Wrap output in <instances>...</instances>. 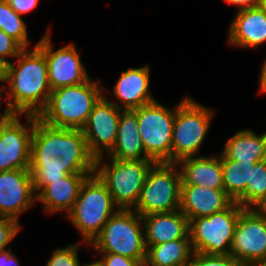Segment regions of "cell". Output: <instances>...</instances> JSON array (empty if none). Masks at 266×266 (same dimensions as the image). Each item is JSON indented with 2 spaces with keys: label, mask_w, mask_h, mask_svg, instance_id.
I'll list each match as a JSON object with an SVG mask.
<instances>
[{
  "label": "cell",
  "mask_w": 266,
  "mask_h": 266,
  "mask_svg": "<svg viewBox=\"0 0 266 266\" xmlns=\"http://www.w3.org/2000/svg\"><path fill=\"white\" fill-rule=\"evenodd\" d=\"M258 209L266 216V201Z\"/></svg>",
  "instance_id": "obj_38"
},
{
  "label": "cell",
  "mask_w": 266,
  "mask_h": 266,
  "mask_svg": "<svg viewBox=\"0 0 266 266\" xmlns=\"http://www.w3.org/2000/svg\"><path fill=\"white\" fill-rule=\"evenodd\" d=\"M266 201V159L255 163L246 191L236 200L244 208H259Z\"/></svg>",
  "instance_id": "obj_26"
},
{
  "label": "cell",
  "mask_w": 266,
  "mask_h": 266,
  "mask_svg": "<svg viewBox=\"0 0 266 266\" xmlns=\"http://www.w3.org/2000/svg\"><path fill=\"white\" fill-rule=\"evenodd\" d=\"M50 33V29L47 30L36 46L45 54L51 90L87 81L90 76L75 45L69 44L53 51Z\"/></svg>",
  "instance_id": "obj_13"
},
{
  "label": "cell",
  "mask_w": 266,
  "mask_h": 266,
  "mask_svg": "<svg viewBox=\"0 0 266 266\" xmlns=\"http://www.w3.org/2000/svg\"><path fill=\"white\" fill-rule=\"evenodd\" d=\"M92 174H68L66 177L52 181L38 195L37 200L44 204L47 213L66 211L73 208L85 179Z\"/></svg>",
  "instance_id": "obj_22"
},
{
  "label": "cell",
  "mask_w": 266,
  "mask_h": 266,
  "mask_svg": "<svg viewBox=\"0 0 266 266\" xmlns=\"http://www.w3.org/2000/svg\"><path fill=\"white\" fill-rule=\"evenodd\" d=\"M141 218L147 249L177 239H190L189 219L181 210L148 214Z\"/></svg>",
  "instance_id": "obj_17"
},
{
  "label": "cell",
  "mask_w": 266,
  "mask_h": 266,
  "mask_svg": "<svg viewBox=\"0 0 266 266\" xmlns=\"http://www.w3.org/2000/svg\"><path fill=\"white\" fill-rule=\"evenodd\" d=\"M255 162L222 160L224 191L236 201L245 191L250 182L251 170Z\"/></svg>",
  "instance_id": "obj_25"
},
{
  "label": "cell",
  "mask_w": 266,
  "mask_h": 266,
  "mask_svg": "<svg viewBox=\"0 0 266 266\" xmlns=\"http://www.w3.org/2000/svg\"><path fill=\"white\" fill-rule=\"evenodd\" d=\"M108 156L120 160H151L145 153L133 110H121L116 142L108 152Z\"/></svg>",
  "instance_id": "obj_21"
},
{
  "label": "cell",
  "mask_w": 266,
  "mask_h": 266,
  "mask_svg": "<svg viewBox=\"0 0 266 266\" xmlns=\"http://www.w3.org/2000/svg\"><path fill=\"white\" fill-rule=\"evenodd\" d=\"M138 121V131L146 155L156 163H171L173 123L176 114L155 100L152 103L132 109Z\"/></svg>",
  "instance_id": "obj_10"
},
{
  "label": "cell",
  "mask_w": 266,
  "mask_h": 266,
  "mask_svg": "<svg viewBox=\"0 0 266 266\" xmlns=\"http://www.w3.org/2000/svg\"><path fill=\"white\" fill-rule=\"evenodd\" d=\"M213 110L185 97L176 106L172 131L171 163L194 157L210 127Z\"/></svg>",
  "instance_id": "obj_8"
},
{
  "label": "cell",
  "mask_w": 266,
  "mask_h": 266,
  "mask_svg": "<svg viewBox=\"0 0 266 266\" xmlns=\"http://www.w3.org/2000/svg\"><path fill=\"white\" fill-rule=\"evenodd\" d=\"M233 202L224 190L199 185H181L180 210L189 221L223 211Z\"/></svg>",
  "instance_id": "obj_16"
},
{
  "label": "cell",
  "mask_w": 266,
  "mask_h": 266,
  "mask_svg": "<svg viewBox=\"0 0 266 266\" xmlns=\"http://www.w3.org/2000/svg\"><path fill=\"white\" fill-rule=\"evenodd\" d=\"M192 254L190 239H177L150 246L144 266H189Z\"/></svg>",
  "instance_id": "obj_24"
},
{
  "label": "cell",
  "mask_w": 266,
  "mask_h": 266,
  "mask_svg": "<svg viewBox=\"0 0 266 266\" xmlns=\"http://www.w3.org/2000/svg\"><path fill=\"white\" fill-rule=\"evenodd\" d=\"M262 7L266 10V0H262Z\"/></svg>",
  "instance_id": "obj_41"
},
{
  "label": "cell",
  "mask_w": 266,
  "mask_h": 266,
  "mask_svg": "<svg viewBox=\"0 0 266 266\" xmlns=\"http://www.w3.org/2000/svg\"><path fill=\"white\" fill-rule=\"evenodd\" d=\"M16 59L9 64L6 95L9 102L4 113L38 116L52 91L45 54L35 45L32 51L23 49Z\"/></svg>",
  "instance_id": "obj_2"
},
{
  "label": "cell",
  "mask_w": 266,
  "mask_h": 266,
  "mask_svg": "<svg viewBox=\"0 0 266 266\" xmlns=\"http://www.w3.org/2000/svg\"><path fill=\"white\" fill-rule=\"evenodd\" d=\"M114 206L105 184L96 174H92L82 183L78 198L67 216L89 246L118 210L115 208L114 211Z\"/></svg>",
  "instance_id": "obj_5"
},
{
  "label": "cell",
  "mask_w": 266,
  "mask_h": 266,
  "mask_svg": "<svg viewBox=\"0 0 266 266\" xmlns=\"http://www.w3.org/2000/svg\"><path fill=\"white\" fill-rule=\"evenodd\" d=\"M177 163H155L141 189L134 211L140 216L180 210L182 177Z\"/></svg>",
  "instance_id": "obj_7"
},
{
  "label": "cell",
  "mask_w": 266,
  "mask_h": 266,
  "mask_svg": "<svg viewBox=\"0 0 266 266\" xmlns=\"http://www.w3.org/2000/svg\"><path fill=\"white\" fill-rule=\"evenodd\" d=\"M189 266H245L230 254L215 255L193 252Z\"/></svg>",
  "instance_id": "obj_28"
},
{
  "label": "cell",
  "mask_w": 266,
  "mask_h": 266,
  "mask_svg": "<svg viewBox=\"0 0 266 266\" xmlns=\"http://www.w3.org/2000/svg\"><path fill=\"white\" fill-rule=\"evenodd\" d=\"M104 91L98 81L90 78L78 85L54 89L37 117L52 127L82 130Z\"/></svg>",
  "instance_id": "obj_3"
},
{
  "label": "cell",
  "mask_w": 266,
  "mask_h": 266,
  "mask_svg": "<svg viewBox=\"0 0 266 266\" xmlns=\"http://www.w3.org/2000/svg\"><path fill=\"white\" fill-rule=\"evenodd\" d=\"M244 209L234 201L223 211L189 221V235L193 252L228 255L236 223Z\"/></svg>",
  "instance_id": "obj_9"
},
{
  "label": "cell",
  "mask_w": 266,
  "mask_h": 266,
  "mask_svg": "<svg viewBox=\"0 0 266 266\" xmlns=\"http://www.w3.org/2000/svg\"><path fill=\"white\" fill-rule=\"evenodd\" d=\"M19 222L8 217H0V251L5 247L20 231Z\"/></svg>",
  "instance_id": "obj_30"
},
{
  "label": "cell",
  "mask_w": 266,
  "mask_h": 266,
  "mask_svg": "<svg viewBox=\"0 0 266 266\" xmlns=\"http://www.w3.org/2000/svg\"><path fill=\"white\" fill-rule=\"evenodd\" d=\"M37 200L29 169L0 172V217L19 221V214Z\"/></svg>",
  "instance_id": "obj_15"
},
{
  "label": "cell",
  "mask_w": 266,
  "mask_h": 266,
  "mask_svg": "<svg viewBox=\"0 0 266 266\" xmlns=\"http://www.w3.org/2000/svg\"><path fill=\"white\" fill-rule=\"evenodd\" d=\"M83 266H100L96 261L90 262V263H86Z\"/></svg>",
  "instance_id": "obj_39"
},
{
  "label": "cell",
  "mask_w": 266,
  "mask_h": 266,
  "mask_svg": "<svg viewBox=\"0 0 266 266\" xmlns=\"http://www.w3.org/2000/svg\"><path fill=\"white\" fill-rule=\"evenodd\" d=\"M90 246L100 253H114L138 260L144 266L147 248L141 216L133 209H118Z\"/></svg>",
  "instance_id": "obj_4"
},
{
  "label": "cell",
  "mask_w": 266,
  "mask_h": 266,
  "mask_svg": "<svg viewBox=\"0 0 266 266\" xmlns=\"http://www.w3.org/2000/svg\"><path fill=\"white\" fill-rule=\"evenodd\" d=\"M110 102L104 95L94 105L82 129L90 152L95 158L104 156L114 146L117 138L121 104Z\"/></svg>",
  "instance_id": "obj_14"
},
{
  "label": "cell",
  "mask_w": 266,
  "mask_h": 266,
  "mask_svg": "<svg viewBox=\"0 0 266 266\" xmlns=\"http://www.w3.org/2000/svg\"><path fill=\"white\" fill-rule=\"evenodd\" d=\"M0 29L13 38L23 49L29 48L27 28L21 15L6 0H0Z\"/></svg>",
  "instance_id": "obj_27"
},
{
  "label": "cell",
  "mask_w": 266,
  "mask_h": 266,
  "mask_svg": "<svg viewBox=\"0 0 266 266\" xmlns=\"http://www.w3.org/2000/svg\"><path fill=\"white\" fill-rule=\"evenodd\" d=\"M102 158H96L95 174L107 187L114 204L118 209L134 208L148 173L156 162L110 158L109 164H103Z\"/></svg>",
  "instance_id": "obj_6"
},
{
  "label": "cell",
  "mask_w": 266,
  "mask_h": 266,
  "mask_svg": "<svg viewBox=\"0 0 266 266\" xmlns=\"http://www.w3.org/2000/svg\"><path fill=\"white\" fill-rule=\"evenodd\" d=\"M95 165L82 130L52 127L36 116L29 169L36 196L68 174H95Z\"/></svg>",
  "instance_id": "obj_1"
},
{
  "label": "cell",
  "mask_w": 266,
  "mask_h": 266,
  "mask_svg": "<svg viewBox=\"0 0 266 266\" xmlns=\"http://www.w3.org/2000/svg\"><path fill=\"white\" fill-rule=\"evenodd\" d=\"M17 257L8 250L0 251V266H19Z\"/></svg>",
  "instance_id": "obj_34"
},
{
  "label": "cell",
  "mask_w": 266,
  "mask_h": 266,
  "mask_svg": "<svg viewBox=\"0 0 266 266\" xmlns=\"http://www.w3.org/2000/svg\"><path fill=\"white\" fill-rule=\"evenodd\" d=\"M4 90H7L6 86H4V85H3V87L0 86V99H2V100H3V98L1 97L2 96L1 94L3 93Z\"/></svg>",
  "instance_id": "obj_40"
},
{
  "label": "cell",
  "mask_w": 266,
  "mask_h": 266,
  "mask_svg": "<svg viewBox=\"0 0 266 266\" xmlns=\"http://www.w3.org/2000/svg\"><path fill=\"white\" fill-rule=\"evenodd\" d=\"M260 87L259 92L260 93H266V60L263 63L261 72H260Z\"/></svg>",
  "instance_id": "obj_37"
},
{
  "label": "cell",
  "mask_w": 266,
  "mask_h": 266,
  "mask_svg": "<svg viewBox=\"0 0 266 266\" xmlns=\"http://www.w3.org/2000/svg\"><path fill=\"white\" fill-rule=\"evenodd\" d=\"M221 160L242 162H258L266 159V132L255 134L249 129H243L234 134L226 142L221 152Z\"/></svg>",
  "instance_id": "obj_23"
},
{
  "label": "cell",
  "mask_w": 266,
  "mask_h": 266,
  "mask_svg": "<svg viewBox=\"0 0 266 266\" xmlns=\"http://www.w3.org/2000/svg\"><path fill=\"white\" fill-rule=\"evenodd\" d=\"M23 48L9 35H7L3 30L0 29V57L16 58Z\"/></svg>",
  "instance_id": "obj_31"
},
{
  "label": "cell",
  "mask_w": 266,
  "mask_h": 266,
  "mask_svg": "<svg viewBox=\"0 0 266 266\" xmlns=\"http://www.w3.org/2000/svg\"><path fill=\"white\" fill-rule=\"evenodd\" d=\"M229 254L245 266L266 265V216L258 208L241 211Z\"/></svg>",
  "instance_id": "obj_12"
},
{
  "label": "cell",
  "mask_w": 266,
  "mask_h": 266,
  "mask_svg": "<svg viewBox=\"0 0 266 266\" xmlns=\"http://www.w3.org/2000/svg\"><path fill=\"white\" fill-rule=\"evenodd\" d=\"M228 4H233L238 6V10H244L250 7H257L262 4V0H224Z\"/></svg>",
  "instance_id": "obj_35"
},
{
  "label": "cell",
  "mask_w": 266,
  "mask_h": 266,
  "mask_svg": "<svg viewBox=\"0 0 266 266\" xmlns=\"http://www.w3.org/2000/svg\"><path fill=\"white\" fill-rule=\"evenodd\" d=\"M79 242L66 248L55 249L46 266H83L78 257Z\"/></svg>",
  "instance_id": "obj_29"
},
{
  "label": "cell",
  "mask_w": 266,
  "mask_h": 266,
  "mask_svg": "<svg viewBox=\"0 0 266 266\" xmlns=\"http://www.w3.org/2000/svg\"><path fill=\"white\" fill-rule=\"evenodd\" d=\"M9 64L10 61L5 58L0 57V83H6L8 81V73H9Z\"/></svg>",
  "instance_id": "obj_36"
},
{
  "label": "cell",
  "mask_w": 266,
  "mask_h": 266,
  "mask_svg": "<svg viewBox=\"0 0 266 266\" xmlns=\"http://www.w3.org/2000/svg\"><path fill=\"white\" fill-rule=\"evenodd\" d=\"M11 8L19 15L31 12L38 5L39 0H6Z\"/></svg>",
  "instance_id": "obj_33"
},
{
  "label": "cell",
  "mask_w": 266,
  "mask_h": 266,
  "mask_svg": "<svg viewBox=\"0 0 266 266\" xmlns=\"http://www.w3.org/2000/svg\"><path fill=\"white\" fill-rule=\"evenodd\" d=\"M228 42L244 48H257L266 42V10L262 5L236 12L229 28Z\"/></svg>",
  "instance_id": "obj_18"
},
{
  "label": "cell",
  "mask_w": 266,
  "mask_h": 266,
  "mask_svg": "<svg viewBox=\"0 0 266 266\" xmlns=\"http://www.w3.org/2000/svg\"><path fill=\"white\" fill-rule=\"evenodd\" d=\"M104 256L96 262L100 266H143L138 260L114 253H102Z\"/></svg>",
  "instance_id": "obj_32"
},
{
  "label": "cell",
  "mask_w": 266,
  "mask_h": 266,
  "mask_svg": "<svg viewBox=\"0 0 266 266\" xmlns=\"http://www.w3.org/2000/svg\"><path fill=\"white\" fill-rule=\"evenodd\" d=\"M150 66L121 71V77L113 87L115 101L122 103L121 109L132 110L155 101L149 93Z\"/></svg>",
  "instance_id": "obj_19"
},
{
  "label": "cell",
  "mask_w": 266,
  "mask_h": 266,
  "mask_svg": "<svg viewBox=\"0 0 266 266\" xmlns=\"http://www.w3.org/2000/svg\"><path fill=\"white\" fill-rule=\"evenodd\" d=\"M177 164L181 167V185H199L224 190L221 155L187 157Z\"/></svg>",
  "instance_id": "obj_20"
},
{
  "label": "cell",
  "mask_w": 266,
  "mask_h": 266,
  "mask_svg": "<svg viewBox=\"0 0 266 266\" xmlns=\"http://www.w3.org/2000/svg\"><path fill=\"white\" fill-rule=\"evenodd\" d=\"M20 116L0 113V172L30 169L36 115L25 114L28 126L20 122Z\"/></svg>",
  "instance_id": "obj_11"
}]
</instances>
